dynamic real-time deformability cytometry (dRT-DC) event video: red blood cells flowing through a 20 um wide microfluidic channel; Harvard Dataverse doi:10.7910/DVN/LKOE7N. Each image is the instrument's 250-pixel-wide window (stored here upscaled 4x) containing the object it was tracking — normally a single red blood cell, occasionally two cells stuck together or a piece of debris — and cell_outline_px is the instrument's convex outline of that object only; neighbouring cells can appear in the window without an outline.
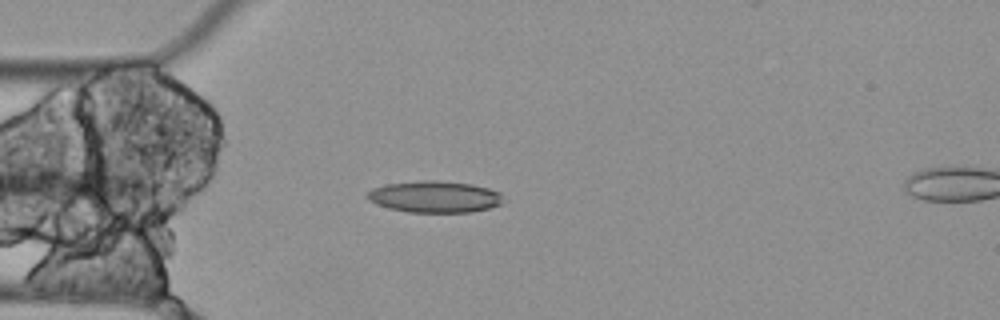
{"species": "Egyptian fruit bat (a non-hibernating species)", "species_latin": "Rousettus aegyptiacus", "temperature_condition": "cold", "stored_images_in_passage": 6, "camera_frame_rate_fps": 3000, "um_per_image_px": 0.085, "animal": {"sex": "female"}, "frame": {"image": 1, "passage_image": 5, "time_ms": 1.333, "image_size_px": [1000, 320], "cell_outline_px": [[504, 200], [500, 204], [488, 208], [472, 212], [408, 212], [388, 208], [376, 204], [368, 200], [364, 196], [372, 188], [384, 184], [424, 180], [440, 180], [472, 184], [488, 188], [500, 192]], "centroid_in_image_um": [36.92, 16.72], "position_along_channel_um": 48.1, "area_um2": 25.26}}